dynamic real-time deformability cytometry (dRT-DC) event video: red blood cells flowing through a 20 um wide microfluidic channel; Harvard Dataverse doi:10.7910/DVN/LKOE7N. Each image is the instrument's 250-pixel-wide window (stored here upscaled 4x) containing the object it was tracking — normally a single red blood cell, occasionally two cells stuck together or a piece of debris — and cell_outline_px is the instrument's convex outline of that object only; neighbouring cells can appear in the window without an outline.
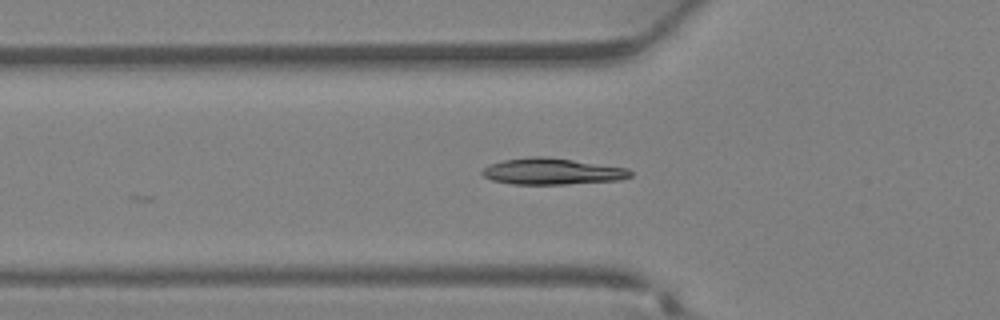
{"species": "Egyptian fruit bat (a non-hibernating species)", "species_latin": "Rousettus aegyptiacus", "temperature_condition": "warm", "stored_images_in_passage": 17, "camera_frame_rate_fps": 3000, "um_per_image_px": 0.085, "animal": {"sex": "female"}, "frame": {"image": 1, "passage_image": 2, "time_ms": 0.333, "image_size_px": [1000, 320], "cell_outline_px": [[632, 176], [620, 180], [564, 184], [512, 184], [492, 180], [484, 176], [480, 172], [484, 168], [492, 164], [504, 160], [536, 156], [544, 156], [628, 168], [632, 172]], "centroid_in_image_um": [46.95, 14.57], "position_along_channel_um": 78.9, "area_um2": 22.48}}
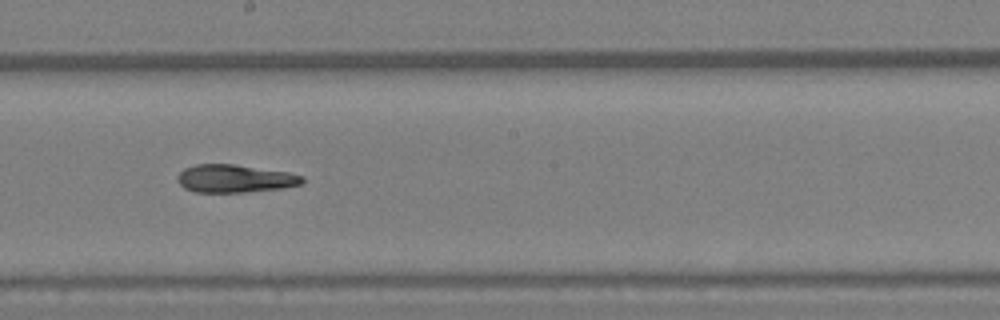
{"frame": {"image": 2, "passage_image": 10, "time_ms": 3.0, "image_size_px": [1000, 320], "cell_outline_px": [[304, 184], [280, 188], [244, 192], [196, 192], [184, 188], [176, 180], [176, 176], [184, 168], [196, 164], [232, 164], [288, 172], [304, 176]], "centroid_in_image_um": [19.94, 15.18], "position_along_channel_um": 228.3, "area_um2": 20.29}}
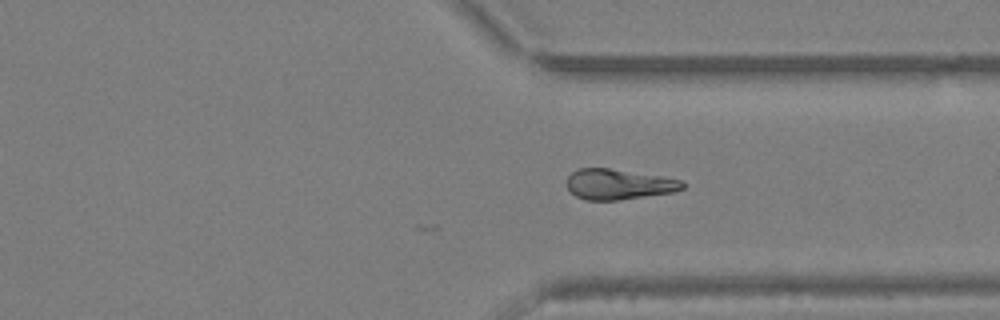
{"frame": {"image": 3, "passage_image": 17, "time_ms": 5.333, "image_size_px": [1000, 320], "cell_outline_px": [[684, 188], [672, 192], [620, 200], [584, 200], [576, 196], [568, 188], [568, 176], [572, 172], [580, 168], [608, 168], [664, 176], [680, 180], [684, 184]], "centroid_in_image_um": [52.59, 15.66], "position_along_channel_um": 358.8, "area_um2": 20.4}}